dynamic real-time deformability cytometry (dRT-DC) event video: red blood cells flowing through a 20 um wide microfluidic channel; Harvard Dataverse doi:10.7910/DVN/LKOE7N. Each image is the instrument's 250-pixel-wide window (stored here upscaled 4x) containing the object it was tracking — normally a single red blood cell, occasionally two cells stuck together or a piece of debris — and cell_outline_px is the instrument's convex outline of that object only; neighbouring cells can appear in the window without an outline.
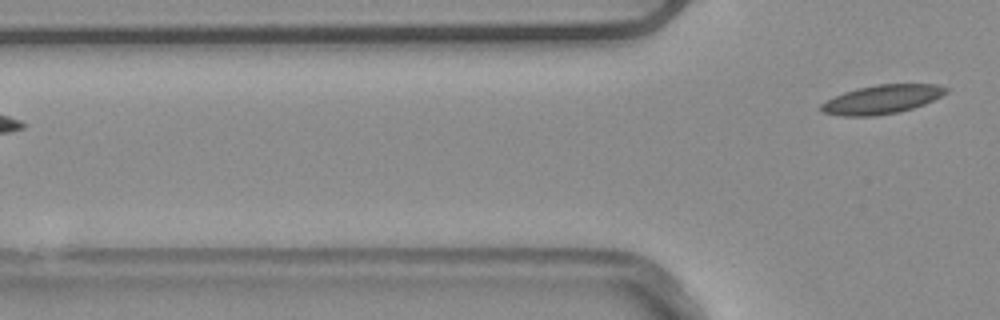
{"species": "common noctule bat (a hibernating species)", "species_latin": "Nyctalus noctula", "temperature_condition": "warm", "stored_images_in_passage": 6, "segment_of_instrument_passage": [2, 2], "camera_frame_rate_fps": 3000, "um_per_image_px": 0.085, "animal": {"sex": "male", "body_mass_g": 20.4}, "frame": {"image": 1, "passage_image": 6, "time_ms": 1.667, "image_size_px": [1000, 320], "cell_outline_px": [[948, 88], [940, 96], [924, 104], [900, 112], [872, 116], [840, 116], [820, 112], [820, 104], [844, 92], [856, 88], [876, 84], [936, 84]], "centroid_in_image_um": [74.91, 8.45], "position_along_channel_um": 50.9, "area_um2": 20.87}}